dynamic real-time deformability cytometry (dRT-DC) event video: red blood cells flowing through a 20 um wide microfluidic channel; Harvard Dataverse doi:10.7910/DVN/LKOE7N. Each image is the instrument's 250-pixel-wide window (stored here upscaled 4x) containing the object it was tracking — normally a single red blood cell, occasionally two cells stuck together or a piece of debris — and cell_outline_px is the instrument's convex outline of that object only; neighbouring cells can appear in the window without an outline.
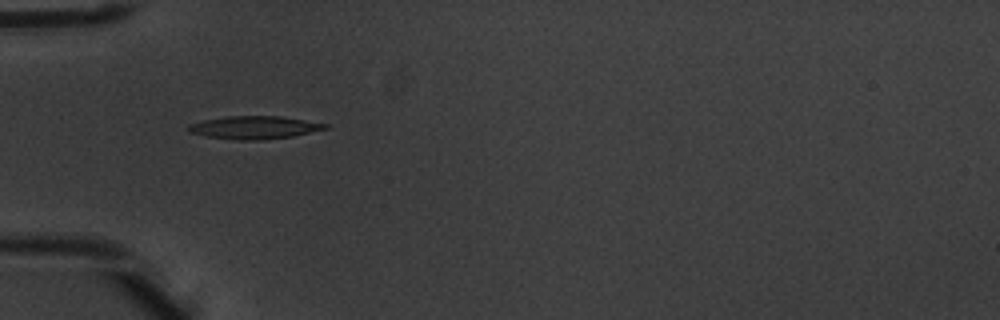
{"species": "common noctule bat (a hibernating species)", "species_latin": "Nyctalus noctula", "temperature_condition": "warm", "stored_images_in_passage": 6, "camera_frame_rate_fps": 3000, "um_per_image_px": 0.085, "animal": {"sex": "male", "body_mass_g": 20.1, "forearm_length_mm": 53.5}, "frame": {"image": 1, "passage_image": 4, "time_ms": 1.0, "image_size_px": [1000, 320], "cell_outline_px": [[328, 128], [292, 136], [260, 140], [240, 140], [204, 136], [188, 132], [188, 124], [204, 120], [228, 116], [280, 116], [328, 124]], "centroid_in_image_um": [21.58, 10.83], "position_along_channel_um": 63.4, "area_um2": 18.09}}
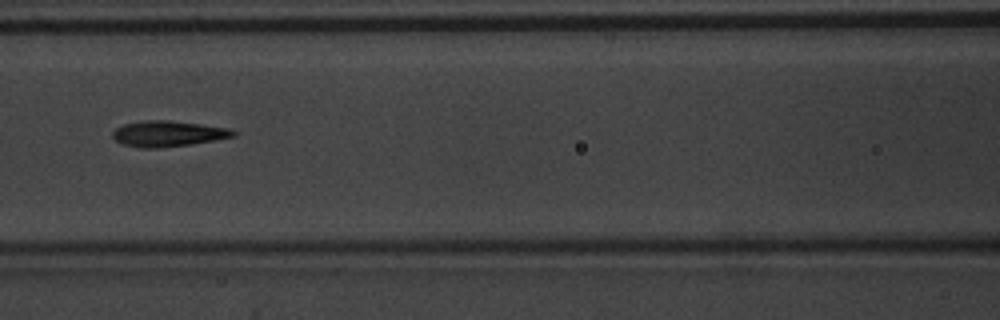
{"frame": {"image": 2, "passage_image": 6, "time_ms": 1.667, "image_size_px": [1000, 320], "cell_outline_px": [[236, 136], [216, 140], [192, 144], [156, 148], [140, 148], [120, 144], [112, 136], [112, 132], [116, 128], [124, 124], [148, 120], [168, 120], [200, 124], [228, 128], [236, 132]], "centroid_in_image_um": [14.27, 11.37], "position_along_channel_um": 152.3, "area_um2": 18.09}}